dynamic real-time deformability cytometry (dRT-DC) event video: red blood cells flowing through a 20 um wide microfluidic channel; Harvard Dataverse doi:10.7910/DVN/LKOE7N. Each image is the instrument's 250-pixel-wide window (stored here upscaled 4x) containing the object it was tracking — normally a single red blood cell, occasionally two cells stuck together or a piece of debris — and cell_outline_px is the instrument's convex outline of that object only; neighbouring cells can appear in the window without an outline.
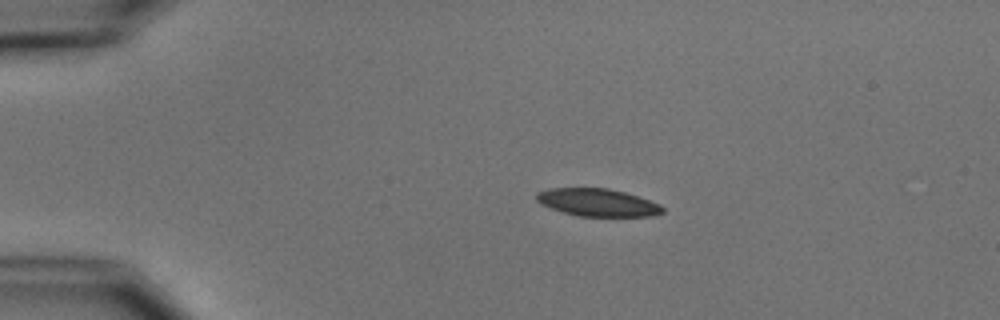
{"species": "common noctule bat (a hibernating species)", "species_latin": "Nyctalus noctula", "temperature_condition": "cold", "stored_images_in_passage": 3, "camera_frame_rate_fps": 3000, "um_per_image_px": 0.085, "animal": {"sex": "male", "body_mass_g": 15.6}, "frame": {"image": 1, "passage_image": 1, "time_ms": 0.0, "image_size_px": [1000, 320], "cell_outline_px": [[664, 212], [652, 216], [580, 216], [564, 212], [540, 204], [536, 200], [536, 192], [548, 188], [608, 188], [624, 192], [660, 204], [664, 208]], "centroid_in_image_um": [50.77, 17.2], "position_along_channel_um": 34.2, "area_um2": 20.17}}
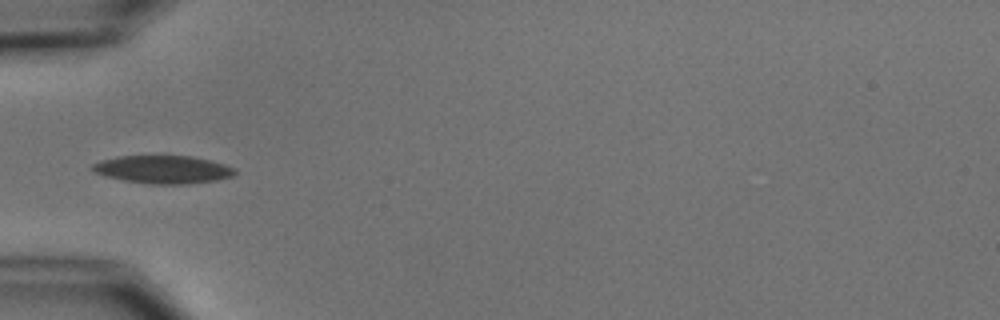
{"frame": {"image": 2, "passage_image": 3, "time_ms": 2.333, "image_size_px": [1000, 320], "cell_outline_px": [[236, 172], [232, 176], [216, 180], [188, 184], [152, 184], [124, 180], [104, 176], [92, 172], [92, 164], [100, 160], [120, 156], [192, 156], [212, 160], [236, 168]], "centroid_in_image_um": [13.86, 14.4], "position_along_channel_um": 71.1, "area_um2": 23.29}}